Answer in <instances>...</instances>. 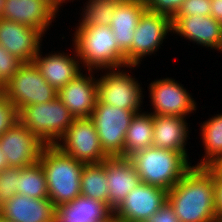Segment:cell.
Instances as JSON below:
<instances>
[{
  "mask_svg": "<svg viewBox=\"0 0 222 222\" xmlns=\"http://www.w3.org/2000/svg\"><path fill=\"white\" fill-rule=\"evenodd\" d=\"M180 222H216L214 177L206 167L193 166L167 193Z\"/></svg>",
  "mask_w": 222,
  "mask_h": 222,
  "instance_id": "cell-1",
  "label": "cell"
},
{
  "mask_svg": "<svg viewBox=\"0 0 222 222\" xmlns=\"http://www.w3.org/2000/svg\"><path fill=\"white\" fill-rule=\"evenodd\" d=\"M72 45L84 70L102 71L115 68H138L127 66L125 54L114 39L110 26H76Z\"/></svg>",
  "mask_w": 222,
  "mask_h": 222,
  "instance_id": "cell-2",
  "label": "cell"
},
{
  "mask_svg": "<svg viewBox=\"0 0 222 222\" xmlns=\"http://www.w3.org/2000/svg\"><path fill=\"white\" fill-rule=\"evenodd\" d=\"M39 162L46 176L48 198L55 208L81 195L80 180L86 163L65 154L56 145H45Z\"/></svg>",
  "mask_w": 222,
  "mask_h": 222,
  "instance_id": "cell-3",
  "label": "cell"
},
{
  "mask_svg": "<svg viewBox=\"0 0 222 222\" xmlns=\"http://www.w3.org/2000/svg\"><path fill=\"white\" fill-rule=\"evenodd\" d=\"M141 182L169 191L193 166L185 153L149 146L128 157Z\"/></svg>",
  "mask_w": 222,
  "mask_h": 222,
  "instance_id": "cell-4",
  "label": "cell"
},
{
  "mask_svg": "<svg viewBox=\"0 0 222 222\" xmlns=\"http://www.w3.org/2000/svg\"><path fill=\"white\" fill-rule=\"evenodd\" d=\"M18 118L45 145H55L74 120L58 97L50 102L23 107Z\"/></svg>",
  "mask_w": 222,
  "mask_h": 222,
  "instance_id": "cell-5",
  "label": "cell"
},
{
  "mask_svg": "<svg viewBox=\"0 0 222 222\" xmlns=\"http://www.w3.org/2000/svg\"><path fill=\"white\" fill-rule=\"evenodd\" d=\"M104 71V74H100V77L96 78L97 103L118 106L134 113L142 112L141 107H144L143 99L145 95H143V88L138 79L132 74L130 75L128 70H124L122 67L104 69Z\"/></svg>",
  "mask_w": 222,
  "mask_h": 222,
  "instance_id": "cell-6",
  "label": "cell"
},
{
  "mask_svg": "<svg viewBox=\"0 0 222 222\" xmlns=\"http://www.w3.org/2000/svg\"><path fill=\"white\" fill-rule=\"evenodd\" d=\"M2 89L18 112L32 104L50 102L58 95V91L45 80L34 62H23Z\"/></svg>",
  "mask_w": 222,
  "mask_h": 222,
  "instance_id": "cell-7",
  "label": "cell"
},
{
  "mask_svg": "<svg viewBox=\"0 0 222 222\" xmlns=\"http://www.w3.org/2000/svg\"><path fill=\"white\" fill-rule=\"evenodd\" d=\"M135 114L118 106L96 103L90 118L97 130L101 147L109 157H124L126 132Z\"/></svg>",
  "mask_w": 222,
  "mask_h": 222,
  "instance_id": "cell-8",
  "label": "cell"
},
{
  "mask_svg": "<svg viewBox=\"0 0 222 222\" xmlns=\"http://www.w3.org/2000/svg\"><path fill=\"white\" fill-rule=\"evenodd\" d=\"M62 152L86 164L101 163L109 156L103 151L90 117L74 118L66 133L55 144Z\"/></svg>",
  "mask_w": 222,
  "mask_h": 222,
  "instance_id": "cell-9",
  "label": "cell"
},
{
  "mask_svg": "<svg viewBox=\"0 0 222 222\" xmlns=\"http://www.w3.org/2000/svg\"><path fill=\"white\" fill-rule=\"evenodd\" d=\"M149 102L152 105V115H169L186 118L197 110L195 99L173 78L154 79L148 85ZM194 99V100H193Z\"/></svg>",
  "mask_w": 222,
  "mask_h": 222,
  "instance_id": "cell-10",
  "label": "cell"
},
{
  "mask_svg": "<svg viewBox=\"0 0 222 222\" xmlns=\"http://www.w3.org/2000/svg\"><path fill=\"white\" fill-rule=\"evenodd\" d=\"M172 33V19L145 11L136 26L131 46V66H140L143 58L157 54L162 43ZM168 34V35H167ZM161 45V46H160Z\"/></svg>",
  "mask_w": 222,
  "mask_h": 222,
  "instance_id": "cell-11",
  "label": "cell"
},
{
  "mask_svg": "<svg viewBox=\"0 0 222 222\" xmlns=\"http://www.w3.org/2000/svg\"><path fill=\"white\" fill-rule=\"evenodd\" d=\"M168 191L140 182L114 210L117 222H146L167 202Z\"/></svg>",
  "mask_w": 222,
  "mask_h": 222,
  "instance_id": "cell-12",
  "label": "cell"
},
{
  "mask_svg": "<svg viewBox=\"0 0 222 222\" xmlns=\"http://www.w3.org/2000/svg\"><path fill=\"white\" fill-rule=\"evenodd\" d=\"M45 144L19 120L0 136V149L8 167L23 168L39 161Z\"/></svg>",
  "mask_w": 222,
  "mask_h": 222,
  "instance_id": "cell-13",
  "label": "cell"
},
{
  "mask_svg": "<svg viewBox=\"0 0 222 222\" xmlns=\"http://www.w3.org/2000/svg\"><path fill=\"white\" fill-rule=\"evenodd\" d=\"M44 36L36 28L0 18V45L22 62H33Z\"/></svg>",
  "mask_w": 222,
  "mask_h": 222,
  "instance_id": "cell-14",
  "label": "cell"
},
{
  "mask_svg": "<svg viewBox=\"0 0 222 222\" xmlns=\"http://www.w3.org/2000/svg\"><path fill=\"white\" fill-rule=\"evenodd\" d=\"M58 12L47 0H4L0 18L36 28L45 34Z\"/></svg>",
  "mask_w": 222,
  "mask_h": 222,
  "instance_id": "cell-15",
  "label": "cell"
},
{
  "mask_svg": "<svg viewBox=\"0 0 222 222\" xmlns=\"http://www.w3.org/2000/svg\"><path fill=\"white\" fill-rule=\"evenodd\" d=\"M78 75L65 87L58 90L57 97L69 109L74 118L91 117L98 100L95 71Z\"/></svg>",
  "mask_w": 222,
  "mask_h": 222,
  "instance_id": "cell-16",
  "label": "cell"
},
{
  "mask_svg": "<svg viewBox=\"0 0 222 222\" xmlns=\"http://www.w3.org/2000/svg\"><path fill=\"white\" fill-rule=\"evenodd\" d=\"M71 47L74 49L72 51L74 54L71 53L72 55L63 51H55L54 53L51 51L48 54L42 55L41 48L40 52L33 59L41 75L57 91L80 75L83 70L74 46Z\"/></svg>",
  "mask_w": 222,
  "mask_h": 222,
  "instance_id": "cell-17",
  "label": "cell"
},
{
  "mask_svg": "<svg viewBox=\"0 0 222 222\" xmlns=\"http://www.w3.org/2000/svg\"><path fill=\"white\" fill-rule=\"evenodd\" d=\"M172 33L216 51L220 50L222 43V24L211 15L173 17Z\"/></svg>",
  "mask_w": 222,
  "mask_h": 222,
  "instance_id": "cell-18",
  "label": "cell"
},
{
  "mask_svg": "<svg viewBox=\"0 0 222 222\" xmlns=\"http://www.w3.org/2000/svg\"><path fill=\"white\" fill-rule=\"evenodd\" d=\"M103 167L109 190L108 205L115 210L141 180L128 157H108L103 161Z\"/></svg>",
  "mask_w": 222,
  "mask_h": 222,
  "instance_id": "cell-19",
  "label": "cell"
},
{
  "mask_svg": "<svg viewBox=\"0 0 222 222\" xmlns=\"http://www.w3.org/2000/svg\"><path fill=\"white\" fill-rule=\"evenodd\" d=\"M146 11L144 0H122L113 13L110 28L120 50L125 54L127 66H131V46L136 26Z\"/></svg>",
  "mask_w": 222,
  "mask_h": 222,
  "instance_id": "cell-20",
  "label": "cell"
},
{
  "mask_svg": "<svg viewBox=\"0 0 222 222\" xmlns=\"http://www.w3.org/2000/svg\"><path fill=\"white\" fill-rule=\"evenodd\" d=\"M55 209L49 198L17 193L0 207V216L10 222H55Z\"/></svg>",
  "mask_w": 222,
  "mask_h": 222,
  "instance_id": "cell-21",
  "label": "cell"
},
{
  "mask_svg": "<svg viewBox=\"0 0 222 222\" xmlns=\"http://www.w3.org/2000/svg\"><path fill=\"white\" fill-rule=\"evenodd\" d=\"M114 210L106 203L79 195L55 209V222H112Z\"/></svg>",
  "mask_w": 222,
  "mask_h": 222,
  "instance_id": "cell-22",
  "label": "cell"
},
{
  "mask_svg": "<svg viewBox=\"0 0 222 222\" xmlns=\"http://www.w3.org/2000/svg\"><path fill=\"white\" fill-rule=\"evenodd\" d=\"M187 118L180 116L153 115V143L152 146L162 149L185 153L189 127Z\"/></svg>",
  "mask_w": 222,
  "mask_h": 222,
  "instance_id": "cell-23",
  "label": "cell"
},
{
  "mask_svg": "<svg viewBox=\"0 0 222 222\" xmlns=\"http://www.w3.org/2000/svg\"><path fill=\"white\" fill-rule=\"evenodd\" d=\"M200 125V136L204 153L195 167H208L222 157V113L208 118Z\"/></svg>",
  "mask_w": 222,
  "mask_h": 222,
  "instance_id": "cell-24",
  "label": "cell"
},
{
  "mask_svg": "<svg viewBox=\"0 0 222 222\" xmlns=\"http://www.w3.org/2000/svg\"><path fill=\"white\" fill-rule=\"evenodd\" d=\"M153 115L148 111L136 113L127 129L124 140V157L152 146Z\"/></svg>",
  "mask_w": 222,
  "mask_h": 222,
  "instance_id": "cell-25",
  "label": "cell"
},
{
  "mask_svg": "<svg viewBox=\"0 0 222 222\" xmlns=\"http://www.w3.org/2000/svg\"><path fill=\"white\" fill-rule=\"evenodd\" d=\"M81 195L108 204V184L103 161L85 164L81 174Z\"/></svg>",
  "mask_w": 222,
  "mask_h": 222,
  "instance_id": "cell-26",
  "label": "cell"
},
{
  "mask_svg": "<svg viewBox=\"0 0 222 222\" xmlns=\"http://www.w3.org/2000/svg\"><path fill=\"white\" fill-rule=\"evenodd\" d=\"M17 193L31 198H48L46 176L39 161L19 168Z\"/></svg>",
  "mask_w": 222,
  "mask_h": 222,
  "instance_id": "cell-27",
  "label": "cell"
},
{
  "mask_svg": "<svg viewBox=\"0 0 222 222\" xmlns=\"http://www.w3.org/2000/svg\"><path fill=\"white\" fill-rule=\"evenodd\" d=\"M122 0H88L81 9L77 26H110L113 13Z\"/></svg>",
  "mask_w": 222,
  "mask_h": 222,
  "instance_id": "cell-28",
  "label": "cell"
},
{
  "mask_svg": "<svg viewBox=\"0 0 222 222\" xmlns=\"http://www.w3.org/2000/svg\"><path fill=\"white\" fill-rule=\"evenodd\" d=\"M18 167H7L0 171V207L17 194Z\"/></svg>",
  "mask_w": 222,
  "mask_h": 222,
  "instance_id": "cell-29",
  "label": "cell"
},
{
  "mask_svg": "<svg viewBox=\"0 0 222 222\" xmlns=\"http://www.w3.org/2000/svg\"><path fill=\"white\" fill-rule=\"evenodd\" d=\"M23 62L0 45V85H4L14 76Z\"/></svg>",
  "mask_w": 222,
  "mask_h": 222,
  "instance_id": "cell-30",
  "label": "cell"
},
{
  "mask_svg": "<svg viewBox=\"0 0 222 222\" xmlns=\"http://www.w3.org/2000/svg\"><path fill=\"white\" fill-rule=\"evenodd\" d=\"M18 110L15 105L2 93L0 95V136H2L17 121Z\"/></svg>",
  "mask_w": 222,
  "mask_h": 222,
  "instance_id": "cell-31",
  "label": "cell"
},
{
  "mask_svg": "<svg viewBox=\"0 0 222 222\" xmlns=\"http://www.w3.org/2000/svg\"><path fill=\"white\" fill-rule=\"evenodd\" d=\"M211 0H184L174 17L210 16Z\"/></svg>",
  "mask_w": 222,
  "mask_h": 222,
  "instance_id": "cell-32",
  "label": "cell"
},
{
  "mask_svg": "<svg viewBox=\"0 0 222 222\" xmlns=\"http://www.w3.org/2000/svg\"><path fill=\"white\" fill-rule=\"evenodd\" d=\"M146 11L170 17L176 15L184 0H144Z\"/></svg>",
  "mask_w": 222,
  "mask_h": 222,
  "instance_id": "cell-33",
  "label": "cell"
},
{
  "mask_svg": "<svg viewBox=\"0 0 222 222\" xmlns=\"http://www.w3.org/2000/svg\"><path fill=\"white\" fill-rule=\"evenodd\" d=\"M214 177V199L218 218L222 217V174L212 165L206 167Z\"/></svg>",
  "mask_w": 222,
  "mask_h": 222,
  "instance_id": "cell-34",
  "label": "cell"
},
{
  "mask_svg": "<svg viewBox=\"0 0 222 222\" xmlns=\"http://www.w3.org/2000/svg\"><path fill=\"white\" fill-rule=\"evenodd\" d=\"M146 222H180L173 207L167 201L158 211L151 215Z\"/></svg>",
  "mask_w": 222,
  "mask_h": 222,
  "instance_id": "cell-35",
  "label": "cell"
},
{
  "mask_svg": "<svg viewBox=\"0 0 222 222\" xmlns=\"http://www.w3.org/2000/svg\"><path fill=\"white\" fill-rule=\"evenodd\" d=\"M210 15L222 24V0H211V13Z\"/></svg>",
  "mask_w": 222,
  "mask_h": 222,
  "instance_id": "cell-36",
  "label": "cell"
},
{
  "mask_svg": "<svg viewBox=\"0 0 222 222\" xmlns=\"http://www.w3.org/2000/svg\"><path fill=\"white\" fill-rule=\"evenodd\" d=\"M47 1L50 2L58 11L60 10V7L64 5V3L69 2V0H47ZM73 1L74 0H72V2Z\"/></svg>",
  "mask_w": 222,
  "mask_h": 222,
  "instance_id": "cell-37",
  "label": "cell"
},
{
  "mask_svg": "<svg viewBox=\"0 0 222 222\" xmlns=\"http://www.w3.org/2000/svg\"><path fill=\"white\" fill-rule=\"evenodd\" d=\"M7 167H8V162L6 156L2 153V150L0 149V171L4 170Z\"/></svg>",
  "mask_w": 222,
  "mask_h": 222,
  "instance_id": "cell-38",
  "label": "cell"
},
{
  "mask_svg": "<svg viewBox=\"0 0 222 222\" xmlns=\"http://www.w3.org/2000/svg\"><path fill=\"white\" fill-rule=\"evenodd\" d=\"M213 166L222 174V157Z\"/></svg>",
  "mask_w": 222,
  "mask_h": 222,
  "instance_id": "cell-39",
  "label": "cell"
},
{
  "mask_svg": "<svg viewBox=\"0 0 222 222\" xmlns=\"http://www.w3.org/2000/svg\"><path fill=\"white\" fill-rule=\"evenodd\" d=\"M3 4H4V0H0V14H1V11H2Z\"/></svg>",
  "mask_w": 222,
  "mask_h": 222,
  "instance_id": "cell-40",
  "label": "cell"
},
{
  "mask_svg": "<svg viewBox=\"0 0 222 222\" xmlns=\"http://www.w3.org/2000/svg\"><path fill=\"white\" fill-rule=\"evenodd\" d=\"M0 222H10V221L5 220L4 218H2V217L0 216Z\"/></svg>",
  "mask_w": 222,
  "mask_h": 222,
  "instance_id": "cell-41",
  "label": "cell"
},
{
  "mask_svg": "<svg viewBox=\"0 0 222 222\" xmlns=\"http://www.w3.org/2000/svg\"><path fill=\"white\" fill-rule=\"evenodd\" d=\"M3 87L0 85V95L3 93Z\"/></svg>",
  "mask_w": 222,
  "mask_h": 222,
  "instance_id": "cell-42",
  "label": "cell"
},
{
  "mask_svg": "<svg viewBox=\"0 0 222 222\" xmlns=\"http://www.w3.org/2000/svg\"><path fill=\"white\" fill-rule=\"evenodd\" d=\"M216 222H222V217H221V218H218V219L216 220Z\"/></svg>",
  "mask_w": 222,
  "mask_h": 222,
  "instance_id": "cell-43",
  "label": "cell"
},
{
  "mask_svg": "<svg viewBox=\"0 0 222 222\" xmlns=\"http://www.w3.org/2000/svg\"><path fill=\"white\" fill-rule=\"evenodd\" d=\"M221 53H222V43H221V47H220V50H219Z\"/></svg>",
  "mask_w": 222,
  "mask_h": 222,
  "instance_id": "cell-44",
  "label": "cell"
}]
</instances>
